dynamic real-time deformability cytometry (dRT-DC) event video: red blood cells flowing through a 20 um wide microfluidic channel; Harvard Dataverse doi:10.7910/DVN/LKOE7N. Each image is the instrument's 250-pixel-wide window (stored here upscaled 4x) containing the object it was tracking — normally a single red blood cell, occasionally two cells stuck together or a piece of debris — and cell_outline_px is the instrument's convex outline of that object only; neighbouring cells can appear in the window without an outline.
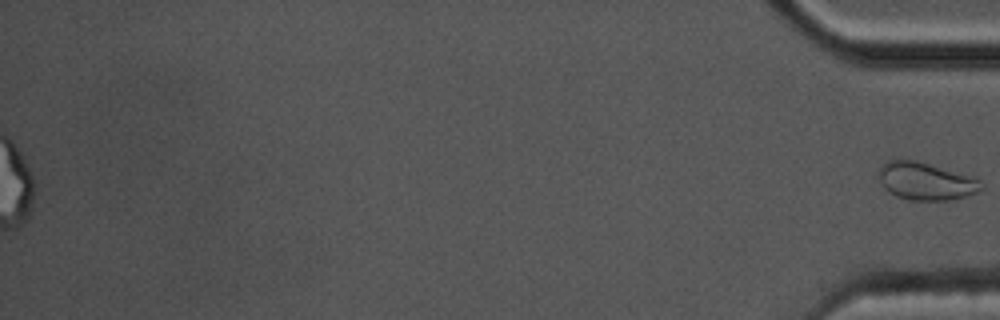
{"species": "common noctule bat (a hibernating species)", "species_latin": "Nyctalus noctula", "temperature_condition": "cold", "stored_images_in_passage": 57, "segment_of_instrument_passage": [2, 2], "camera_frame_rate_fps": 3000, "um_per_image_px": 0.085, "animal": {"sex": "male", "body_mass_g": 17.5, "forearm_length_mm": 52.3}, "frame": {"image": 1, "passage_image": 57, "time_ms": 18.667, "image_size_px": [1000, 320], "cell_outline_px": [[984, 188], [980, 192], [968, 196], [952, 200], [912, 200], [896, 196], [888, 192], [884, 188], [876, 172], [880, 164], [892, 156], [900, 156], [920, 160], [976, 176], [980, 180]], "centroid_in_image_um": [78.67, 15.33], "position_along_channel_um": 356.5, "area_um2": 23.99}}